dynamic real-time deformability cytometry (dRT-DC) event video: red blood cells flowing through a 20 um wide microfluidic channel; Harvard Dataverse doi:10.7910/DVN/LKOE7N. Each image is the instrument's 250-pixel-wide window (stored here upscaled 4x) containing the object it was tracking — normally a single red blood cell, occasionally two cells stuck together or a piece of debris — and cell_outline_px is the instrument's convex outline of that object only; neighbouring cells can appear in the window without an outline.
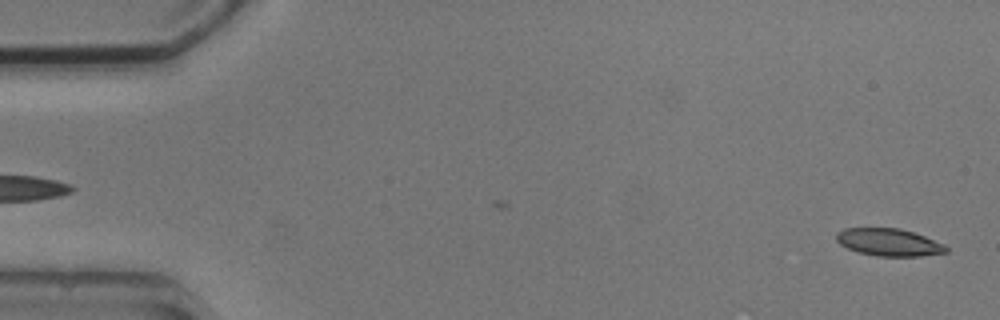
{"species": "common noctule bat (a hibernating species)", "species_latin": "Nyctalus noctula", "temperature_condition": "cold", "stored_images_in_passage": 2, "camera_frame_rate_fps": 3000, "um_per_image_px": 0.085, "animal": {"sex": "male", "body_mass_g": 20.5, "forearm_length_mm": 52.5}, "frame": {"image": 1, "passage_image": 2, "time_ms": 1.333, "image_size_px": [1000, 320], "cell_outline_px": [[948, 252], [920, 256], [876, 256], [860, 252], [848, 248], [840, 244], [836, 240], [836, 232], [844, 228], [900, 228], [924, 236], [944, 244], [948, 248]], "centroid_in_image_um": [75.55, 20.59], "position_along_channel_um": 9.5, "area_um2": 17.46}}